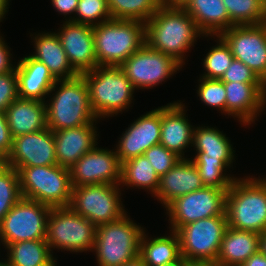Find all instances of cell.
Returning <instances> with one entry per match:
<instances>
[{"label": "cell", "mask_w": 266, "mask_h": 266, "mask_svg": "<svg viewBox=\"0 0 266 266\" xmlns=\"http://www.w3.org/2000/svg\"><path fill=\"white\" fill-rule=\"evenodd\" d=\"M55 30L70 65L79 74L93 70L97 64L93 26L62 20Z\"/></svg>", "instance_id": "cell-20"}, {"label": "cell", "mask_w": 266, "mask_h": 266, "mask_svg": "<svg viewBox=\"0 0 266 266\" xmlns=\"http://www.w3.org/2000/svg\"><path fill=\"white\" fill-rule=\"evenodd\" d=\"M19 98L18 80L15 68L0 74V111L5 112L8 106Z\"/></svg>", "instance_id": "cell-39"}, {"label": "cell", "mask_w": 266, "mask_h": 266, "mask_svg": "<svg viewBox=\"0 0 266 266\" xmlns=\"http://www.w3.org/2000/svg\"><path fill=\"white\" fill-rule=\"evenodd\" d=\"M96 226L75 212L70 206L51 208L47 223L45 241L54 255L61 252H92L95 243Z\"/></svg>", "instance_id": "cell-8"}, {"label": "cell", "mask_w": 266, "mask_h": 266, "mask_svg": "<svg viewBox=\"0 0 266 266\" xmlns=\"http://www.w3.org/2000/svg\"><path fill=\"white\" fill-rule=\"evenodd\" d=\"M18 173L22 197L51 208L70 205L73 186L68 168L58 164L23 167Z\"/></svg>", "instance_id": "cell-9"}, {"label": "cell", "mask_w": 266, "mask_h": 266, "mask_svg": "<svg viewBox=\"0 0 266 266\" xmlns=\"http://www.w3.org/2000/svg\"><path fill=\"white\" fill-rule=\"evenodd\" d=\"M232 26L256 25L266 22V3L263 0H222Z\"/></svg>", "instance_id": "cell-33"}, {"label": "cell", "mask_w": 266, "mask_h": 266, "mask_svg": "<svg viewBox=\"0 0 266 266\" xmlns=\"http://www.w3.org/2000/svg\"><path fill=\"white\" fill-rule=\"evenodd\" d=\"M241 266H266V256L259 250L251 255Z\"/></svg>", "instance_id": "cell-44"}, {"label": "cell", "mask_w": 266, "mask_h": 266, "mask_svg": "<svg viewBox=\"0 0 266 266\" xmlns=\"http://www.w3.org/2000/svg\"><path fill=\"white\" fill-rule=\"evenodd\" d=\"M119 184L73 186L70 207L96 227L115 222L126 215Z\"/></svg>", "instance_id": "cell-10"}, {"label": "cell", "mask_w": 266, "mask_h": 266, "mask_svg": "<svg viewBox=\"0 0 266 266\" xmlns=\"http://www.w3.org/2000/svg\"><path fill=\"white\" fill-rule=\"evenodd\" d=\"M204 188L199 172L190 159H181L172 169L160 177L153 198L165 209L173 200Z\"/></svg>", "instance_id": "cell-23"}, {"label": "cell", "mask_w": 266, "mask_h": 266, "mask_svg": "<svg viewBox=\"0 0 266 266\" xmlns=\"http://www.w3.org/2000/svg\"><path fill=\"white\" fill-rule=\"evenodd\" d=\"M187 266H218L216 263L189 262Z\"/></svg>", "instance_id": "cell-50"}, {"label": "cell", "mask_w": 266, "mask_h": 266, "mask_svg": "<svg viewBox=\"0 0 266 266\" xmlns=\"http://www.w3.org/2000/svg\"><path fill=\"white\" fill-rule=\"evenodd\" d=\"M46 98L47 127L52 131L97 125L101 121L91 109L88 86L82 75L57 80Z\"/></svg>", "instance_id": "cell-3"}, {"label": "cell", "mask_w": 266, "mask_h": 266, "mask_svg": "<svg viewBox=\"0 0 266 266\" xmlns=\"http://www.w3.org/2000/svg\"><path fill=\"white\" fill-rule=\"evenodd\" d=\"M19 98L45 101L57 81L47 66L32 58L23 56L16 62Z\"/></svg>", "instance_id": "cell-25"}, {"label": "cell", "mask_w": 266, "mask_h": 266, "mask_svg": "<svg viewBox=\"0 0 266 266\" xmlns=\"http://www.w3.org/2000/svg\"><path fill=\"white\" fill-rule=\"evenodd\" d=\"M207 41L214 40L217 44L210 46L202 59L203 72L199 77L221 79L227 68L231 65L234 56L229 45L220 36H205ZM213 38V39H212ZM216 39V40H215Z\"/></svg>", "instance_id": "cell-34"}, {"label": "cell", "mask_w": 266, "mask_h": 266, "mask_svg": "<svg viewBox=\"0 0 266 266\" xmlns=\"http://www.w3.org/2000/svg\"><path fill=\"white\" fill-rule=\"evenodd\" d=\"M4 250L10 266H59L45 239L11 243Z\"/></svg>", "instance_id": "cell-30"}, {"label": "cell", "mask_w": 266, "mask_h": 266, "mask_svg": "<svg viewBox=\"0 0 266 266\" xmlns=\"http://www.w3.org/2000/svg\"><path fill=\"white\" fill-rule=\"evenodd\" d=\"M5 114L12 138L47 128L45 101L17 98Z\"/></svg>", "instance_id": "cell-26"}, {"label": "cell", "mask_w": 266, "mask_h": 266, "mask_svg": "<svg viewBox=\"0 0 266 266\" xmlns=\"http://www.w3.org/2000/svg\"><path fill=\"white\" fill-rule=\"evenodd\" d=\"M188 0H161V4L167 7H183Z\"/></svg>", "instance_id": "cell-46"}, {"label": "cell", "mask_w": 266, "mask_h": 266, "mask_svg": "<svg viewBox=\"0 0 266 266\" xmlns=\"http://www.w3.org/2000/svg\"><path fill=\"white\" fill-rule=\"evenodd\" d=\"M98 128L97 125H83L53 131L58 165L70 169L85 153L99 144Z\"/></svg>", "instance_id": "cell-22"}, {"label": "cell", "mask_w": 266, "mask_h": 266, "mask_svg": "<svg viewBox=\"0 0 266 266\" xmlns=\"http://www.w3.org/2000/svg\"><path fill=\"white\" fill-rule=\"evenodd\" d=\"M188 263H189V261L185 257L181 256L176 261L168 263V264H166L164 266H187Z\"/></svg>", "instance_id": "cell-48"}, {"label": "cell", "mask_w": 266, "mask_h": 266, "mask_svg": "<svg viewBox=\"0 0 266 266\" xmlns=\"http://www.w3.org/2000/svg\"><path fill=\"white\" fill-rule=\"evenodd\" d=\"M200 38L205 39V35L182 7L162 5L145 23V44L173 57L183 67L189 56L186 53L191 52Z\"/></svg>", "instance_id": "cell-1"}, {"label": "cell", "mask_w": 266, "mask_h": 266, "mask_svg": "<svg viewBox=\"0 0 266 266\" xmlns=\"http://www.w3.org/2000/svg\"><path fill=\"white\" fill-rule=\"evenodd\" d=\"M120 67L136 92L163 85L184 68L173 57L153 50L146 44L132 54Z\"/></svg>", "instance_id": "cell-13"}, {"label": "cell", "mask_w": 266, "mask_h": 266, "mask_svg": "<svg viewBox=\"0 0 266 266\" xmlns=\"http://www.w3.org/2000/svg\"><path fill=\"white\" fill-rule=\"evenodd\" d=\"M228 189L204 187L173 200L165 209L169 230L214 216L225 215V199Z\"/></svg>", "instance_id": "cell-14"}, {"label": "cell", "mask_w": 266, "mask_h": 266, "mask_svg": "<svg viewBox=\"0 0 266 266\" xmlns=\"http://www.w3.org/2000/svg\"><path fill=\"white\" fill-rule=\"evenodd\" d=\"M21 198L18 171L0 162V223Z\"/></svg>", "instance_id": "cell-35"}, {"label": "cell", "mask_w": 266, "mask_h": 266, "mask_svg": "<svg viewBox=\"0 0 266 266\" xmlns=\"http://www.w3.org/2000/svg\"><path fill=\"white\" fill-rule=\"evenodd\" d=\"M79 0H50V4L64 21H73ZM67 16V17H66Z\"/></svg>", "instance_id": "cell-43"}, {"label": "cell", "mask_w": 266, "mask_h": 266, "mask_svg": "<svg viewBox=\"0 0 266 266\" xmlns=\"http://www.w3.org/2000/svg\"><path fill=\"white\" fill-rule=\"evenodd\" d=\"M12 141L5 112L0 111V162H4L12 149Z\"/></svg>", "instance_id": "cell-41"}, {"label": "cell", "mask_w": 266, "mask_h": 266, "mask_svg": "<svg viewBox=\"0 0 266 266\" xmlns=\"http://www.w3.org/2000/svg\"><path fill=\"white\" fill-rule=\"evenodd\" d=\"M186 106L181 100L161 106L160 144L182 159H189V155L185 153L191 151L189 149L193 144V130L195 127L189 121Z\"/></svg>", "instance_id": "cell-21"}, {"label": "cell", "mask_w": 266, "mask_h": 266, "mask_svg": "<svg viewBox=\"0 0 266 266\" xmlns=\"http://www.w3.org/2000/svg\"><path fill=\"white\" fill-rule=\"evenodd\" d=\"M234 59L243 62L266 84V22L232 26L220 35Z\"/></svg>", "instance_id": "cell-15"}, {"label": "cell", "mask_w": 266, "mask_h": 266, "mask_svg": "<svg viewBox=\"0 0 266 266\" xmlns=\"http://www.w3.org/2000/svg\"><path fill=\"white\" fill-rule=\"evenodd\" d=\"M51 207L22 197L0 223V246L15 242L45 239Z\"/></svg>", "instance_id": "cell-12"}, {"label": "cell", "mask_w": 266, "mask_h": 266, "mask_svg": "<svg viewBox=\"0 0 266 266\" xmlns=\"http://www.w3.org/2000/svg\"><path fill=\"white\" fill-rule=\"evenodd\" d=\"M226 118L231 116L241 127L250 128L266 110V84L224 82ZM243 125V126H242Z\"/></svg>", "instance_id": "cell-19"}, {"label": "cell", "mask_w": 266, "mask_h": 266, "mask_svg": "<svg viewBox=\"0 0 266 266\" xmlns=\"http://www.w3.org/2000/svg\"><path fill=\"white\" fill-rule=\"evenodd\" d=\"M81 75L88 86L91 109L99 120L117 117L133 107L136 90L120 66H96Z\"/></svg>", "instance_id": "cell-4"}, {"label": "cell", "mask_w": 266, "mask_h": 266, "mask_svg": "<svg viewBox=\"0 0 266 266\" xmlns=\"http://www.w3.org/2000/svg\"><path fill=\"white\" fill-rule=\"evenodd\" d=\"M220 80L222 82L264 83L252 69L236 59H233Z\"/></svg>", "instance_id": "cell-40"}, {"label": "cell", "mask_w": 266, "mask_h": 266, "mask_svg": "<svg viewBox=\"0 0 266 266\" xmlns=\"http://www.w3.org/2000/svg\"><path fill=\"white\" fill-rule=\"evenodd\" d=\"M4 35L0 31V74L12 71L16 66V59L11 53L12 49L8 45L9 43L4 40ZM13 60L15 62H13Z\"/></svg>", "instance_id": "cell-42"}, {"label": "cell", "mask_w": 266, "mask_h": 266, "mask_svg": "<svg viewBox=\"0 0 266 266\" xmlns=\"http://www.w3.org/2000/svg\"><path fill=\"white\" fill-rule=\"evenodd\" d=\"M122 163L115 149L99 147L97 144L85 153L72 167V186L92 184H120Z\"/></svg>", "instance_id": "cell-16"}, {"label": "cell", "mask_w": 266, "mask_h": 266, "mask_svg": "<svg viewBox=\"0 0 266 266\" xmlns=\"http://www.w3.org/2000/svg\"><path fill=\"white\" fill-rule=\"evenodd\" d=\"M4 163L18 172L23 167L58 164L53 131L47 127L34 133L14 137L11 152Z\"/></svg>", "instance_id": "cell-17"}, {"label": "cell", "mask_w": 266, "mask_h": 266, "mask_svg": "<svg viewBox=\"0 0 266 266\" xmlns=\"http://www.w3.org/2000/svg\"><path fill=\"white\" fill-rule=\"evenodd\" d=\"M259 250L266 256V231L260 234Z\"/></svg>", "instance_id": "cell-49"}, {"label": "cell", "mask_w": 266, "mask_h": 266, "mask_svg": "<svg viewBox=\"0 0 266 266\" xmlns=\"http://www.w3.org/2000/svg\"><path fill=\"white\" fill-rule=\"evenodd\" d=\"M0 257H2V256L0 255ZM0 266H10V265L3 258H1Z\"/></svg>", "instance_id": "cell-51"}, {"label": "cell", "mask_w": 266, "mask_h": 266, "mask_svg": "<svg viewBox=\"0 0 266 266\" xmlns=\"http://www.w3.org/2000/svg\"><path fill=\"white\" fill-rule=\"evenodd\" d=\"M98 66H121L145 44V23L111 19L93 26Z\"/></svg>", "instance_id": "cell-6"}, {"label": "cell", "mask_w": 266, "mask_h": 266, "mask_svg": "<svg viewBox=\"0 0 266 266\" xmlns=\"http://www.w3.org/2000/svg\"><path fill=\"white\" fill-rule=\"evenodd\" d=\"M111 18L146 23L162 6L161 0H107Z\"/></svg>", "instance_id": "cell-32"}, {"label": "cell", "mask_w": 266, "mask_h": 266, "mask_svg": "<svg viewBox=\"0 0 266 266\" xmlns=\"http://www.w3.org/2000/svg\"><path fill=\"white\" fill-rule=\"evenodd\" d=\"M261 177L265 180V182H266V175L264 174V176L263 175H261Z\"/></svg>", "instance_id": "cell-52"}, {"label": "cell", "mask_w": 266, "mask_h": 266, "mask_svg": "<svg viewBox=\"0 0 266 266\" xmlns=\"http://www.w3.org/2000/svg\"><path fill=\"white\" fill-rule=\"evenodd\" d=\"M130 123L118 137L114 147L120 162L123 163L139 155L153 145L160 144L161 135V107L142 114Z\"/></svg>", "instance_id": "cell-18"}, {"label": "cell", "mask_w": 266, "mask_h": 266, "mask_svg": "<svg viewBox=\"0 0 266 266\" xmlns=\"http://www.w3.org/2000/svg\"><path fill=\"white\" fill-rule=\"evenodd\" d=\"M204 125L194 127L192 147L195 155L189 159L196 166L204 187L229 189L238 178L228 172L234 168L236 150L223 130Z\"/></svg>", "instance_id": "cell-2"}, {"label": "cell", "mask_w": 266, "mask_h": 266, "mask_svg": "<svg viewBox=\"0 0 266 266\" xmlns=\"http://www.w3.org/2000/svg\"><path fill=\"white\" fill-rule=\"evenodd\" d=\"M227 227L226 216L199 219L180 227L176 233L181 256L189 262L216 263Z\"/></svg>", "instance_id": "cell-11"}, {"label": "cell", "mask_w": 266, "mask_h": 266, "mask_svg": "<svg viewBox=\"0 0 266 266\" xmlns=\"http://www.w3.org/2000/svg\"><path fill=\"white\" fill-rule=\"evenodd\" d=\"M29 32L33 45L32 58L44 63L56 80L71 79L79 74L72 68L55 31Z\"/></svg>", "instance_id": "cell-24"}, {"label": "cell", "mask_w": 266, "mask_h": 266, "mask_svg": "<svg viewBox=\"0 0 266 266\" xmlns=\"http://www.w3.org/2000/svg\"><path fill=\"white\" fill-rule=\"evenodd\" d=\"M260 234L227 227L216 260L218 266H241L259 251Z\"/></svg>", "instance_id": "cell-27"}, {"label": "cell", "mask_w": 266, "mask_h": 266, "mask_svg": "<svg viewBox=\"0 0 266 266\" xmlns=\"http://www.w3.org/2000/svg\"><path fill=\"white\" fill-rule=\"evenodd\" d=\"M182 8L205 36L221 35L229 29V14L222 0H188Z\"/></svg>", "instance_id": "cell-28"}, {"label": "cell", "mask_w": 266, "mask_h": 266, "mask_svg": "<svg viewBox=\"0 0 266 266\" xmlns=\"http://www.w3.org/2000/svg\"><path fill=\"white\" fill-rule=\"evenodd\" d=\"M129 214L96 227L92 253L97 266H121L139 255L140 238L146 228Z\"/></svg>", "instance_id": "cell-7"}, {"label": "cell", "mask_w": 266, "mask_h": 266, "mask_svg": "<svg viewBox=\"0 0 266 266\" xmlns=\"http://www.w3.org/2000/svg\"><path fill=\"white\" fill-rule=\"evenodd\" d=\"M228 227L263 233L266 231V182L248 174L237 178L225 199Z\"/></svg>", "instance_id": "cell-5"}, {"label": "cell", "mask_w": 266, "mask_h": 266, "mask_svg": "<svg viewBox=\"0 0 266 266\" xmlns=\"http://www.w3.org/2000/svg\"><path fill=\"white\" fill-rule=\"evenodd\" d=\"M121 266H146L143 262V259L140 255L136 256L132 260L127 261L126 263L122 264Z\"/></svg>", "instance_id": "cell-47"}, {"label": "cell", "mask_w": 266, "mask_h": 266, "mask_svg": "<svg viewBox=\"0 0 266 266\" xmlns=\"http://www.w3.org/2000/svg\"><path fill=\"white\" fill-rule=\"evenodd\" d=\"M159 179L160 177L146 156L139 155L122 163L119 185L123 188V191L128 188H131V190L142 189L153 197L157 192Z\"/></svg>", "instance_id": "cell-31"}, {"label": "cell", "mask_w": 266, "mask_h": 266, "mask_svg": "<svg viewBox=\"0 0 266 266\" xmlns=\"http://www.w3.org/2000/svg\"><path fill=\"white\" fill-rule=\"evenodd\" d=\"M111 19L107 0H79L73 22L96 26Z\"/></svg>", "instance_id": "cell-37"}, {"label": "cell", "mask_w": 266, "mask_h": 266, "mask_svg": "<svg viewBox=\"0 0 266 266\" xmlns=\"http://www.w3.org/2000/svg\"><path fill=\"white\" fill-rule=\"evenodd\" d=\"M196 85L197 98L212 110L220 111L221 115L226 117V91L224 82L220 79H209L198 77Z\"/></svg>", "instance_id": "cell-36"}, {"label": "cell", "mask_w": 266, "mask_h": 266, "mask_svg": "<svg viewBox=\"0 0 266 266\" xmlns=\"http://www.w3.org/2000/svg\"><path fill=\"white\" fill-rule=\"evenodd\" d=\"M144 155L149 160L159 177L166 174L182 159L162 144L153 145L145 151Z\"/></svg>", "instance_id": "cell-38"}, {"label": "cell", "mask_w": 266, "mask_h": 266, "mask_svg": "<svg viewBox=\"0 0 266 266\" xmlns=\"http://www.w3.org/2000/svg\"><path fill=\"white\" fill-rule=\"evenodd\" d=\"M12 0H0V23L2 22L3 23V20L4 19H7L5 18L7 13L9 12V7L11 4Z\"/></svg>", "instance_id": "cell-45"}, {"label": "cell", "mask_w": 266, "mask_h": 266, "mask_svg": "<svg viewBox=\"0 0 266 266\" xmlns=\"http://www.w3.org/2000/svg\"><path fill=\"white\" fill-rule=\"evenodd\" d=\"M146 230L140 238L139 255L146 266H164L181 257L179 237L176 232L149 237ZM168 235V236H167Z\"/></svg>", "instance_id": "cell-29"}]
</instances>
